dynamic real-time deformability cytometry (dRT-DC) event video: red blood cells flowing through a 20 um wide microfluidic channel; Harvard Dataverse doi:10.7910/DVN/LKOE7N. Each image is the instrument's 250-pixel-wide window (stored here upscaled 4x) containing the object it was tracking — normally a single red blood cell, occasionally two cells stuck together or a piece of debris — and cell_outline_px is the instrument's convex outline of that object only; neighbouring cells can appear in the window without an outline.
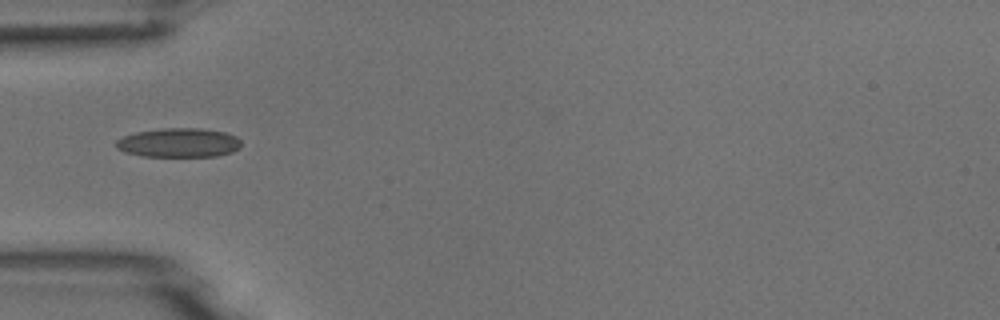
{"species": "common noctule bat (a hibernating species)", "species_latin": "Nyctalus noctula", "temperature_condition": "room temperature", "stored_images_in_passage": 10, "camera_frame_rate_fps": 3000, "um_per_image_px": 0.085, "animal": {"sex": "male", "body_mass_g": 18.8}, "frame": {"image": 1, "passage_image": 6, "time_ms": 6.667, "image_size_px": [1000, 320], "cell_outline_px": [[240, 148], [232, 152], [216, 156], [144, 156], [124, 152], [116, 148], [116, 140], [124, 136], [136, 132], [164, 128], [200, 128], [224, 132], [236, 136], [240, 140]], "centroid_in_image_um": [15.2, 12.13], "position_along_channel_um": 69.8, "area_um2": 21.21}}